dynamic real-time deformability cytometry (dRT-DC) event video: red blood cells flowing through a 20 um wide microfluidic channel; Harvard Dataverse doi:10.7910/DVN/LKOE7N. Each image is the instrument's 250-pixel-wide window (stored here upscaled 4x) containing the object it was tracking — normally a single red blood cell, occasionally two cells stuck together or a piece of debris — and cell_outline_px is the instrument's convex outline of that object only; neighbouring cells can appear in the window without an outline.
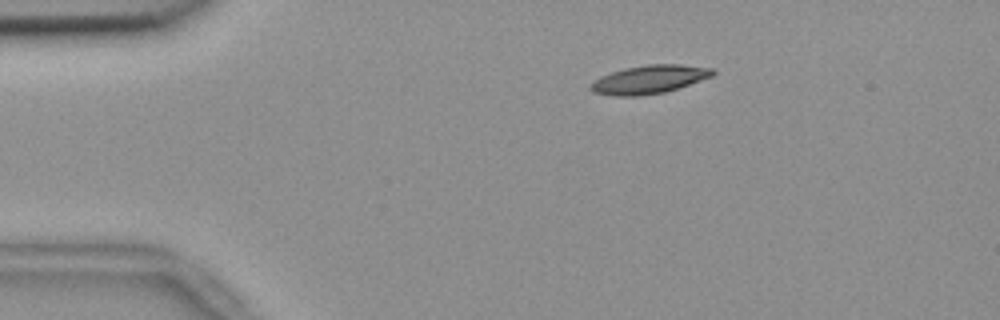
{"species": "common noctule bat (a hibernating species)", "species_latin": "Nyctalus noctula", "temperature_condition": "room temperature", "stored_images_in_passage": 55, "camera_frame_rate_fps": 3000, "um_per_image_px": 0.085, "animal": {"sex": "female", "body_mass_g": 18.4}, "frame": {"image": 1, "passage_image": 10, "time_ms": 3.0, "image_size_px": [1000, 320], "cell_outline_px": [[716, 72], [712, 76], [664, 92], [640, 96], [612, 96], [592, 92], [588, 88], [588, 84], [592, 80], [600, 76], [624, 68], [648, 64], [680, 64], [712, 68]], "centroid_in_image_um": [55.1, 6.75], "position_along_channel_um": 29.9, "area_um2": 20.29}}
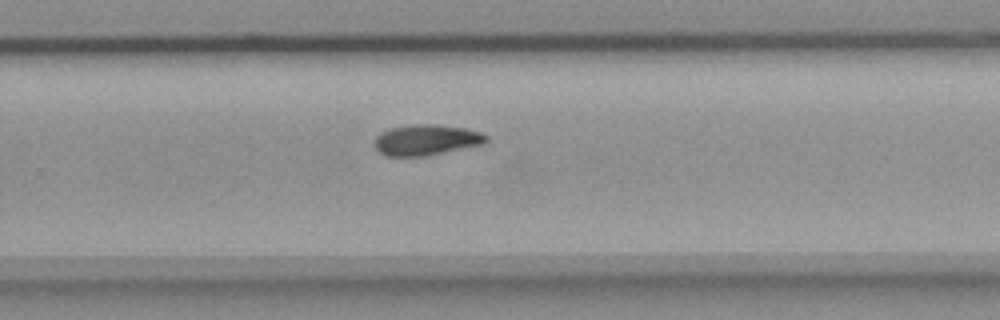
{"frame": {"image": 2, "passage_image": 36, "time_ms": 11.667, "image_size_px": [1000, 320], "cell_outline_px": [[488, 140], [484, 144], [424, 156], [388, 156], [380, 152], [376, 148], [376, 136], [380, 132], [388, 128], [416, 124], [432, 124], [464, 128], [480, 132], [488, 136]], "centroid_in_image_um": [36.24, 11.89], "position_along_channel_um": 293.6, "area_um2": 19.83}}
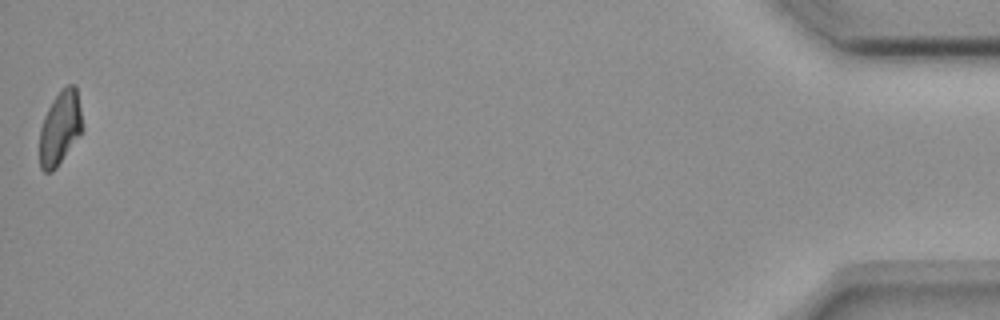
{"frame": {"image": 3, "passage_image": 55, "time_ms": 18.0, "image_size_px": [1000, 320], "cell_outline_px": [[84, 128], [80, 136], [56, 168], [52, 172], [44, 172], [40, 168], [40, 128], [44, 116], [52, 100], [60, 88], [68, 84], [76, 84], [84, 124]], "centroid_in_image_um": [5.14, 10.84], "position_along_channel_um": 430.1, "area_um2": 18.9}, "authors_computed_cell_mechanics": {"area_um2": 19.652, "velocity_mm_per_s": 3.6646, "shape_relaxation_time_tau1_ms": 5.2463, "shape_relaxation_time_tau2_ms": null, "deformation_change_tau1": 0.1522, "deformation_change_tau2": null}}